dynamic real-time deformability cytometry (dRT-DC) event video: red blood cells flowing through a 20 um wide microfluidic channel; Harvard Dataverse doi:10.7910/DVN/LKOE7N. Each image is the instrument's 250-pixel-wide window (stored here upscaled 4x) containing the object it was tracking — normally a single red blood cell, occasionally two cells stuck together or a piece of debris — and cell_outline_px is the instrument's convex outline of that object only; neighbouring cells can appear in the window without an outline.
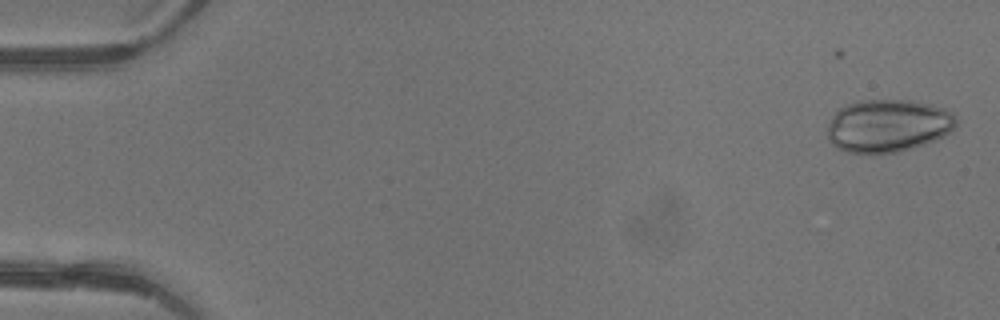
{"species": "common noctule bat (a hibernating species)", "species_latin": "Nyctalus noctula", "temperature_condition": "warm", "stored_images_in_passage": 6, "camera_frame_rate_fps": 3000, "um_per_image_px": 0.085, "animal": {"sex": "female"}, "frame": {"image": 1, "passage_image": 2, "time_ms": 0.333, "image_size_px": [1000, 320], "cell_outline_px": [[956, 124], [944, 136], [936, 140], [912, 148], [896, 152], [848, 152], [836, 148], [828, 140], [828, 124], [832, 116], [840, 108], [848, 104], [860, 100], [908, 100], [928, 104], [944, 108], [952, 112], [956, 116]], "centroid_in_image_um": [75.47, 10.68], "position_along_channel_um": 9.5, "area_um2": 39.36}}